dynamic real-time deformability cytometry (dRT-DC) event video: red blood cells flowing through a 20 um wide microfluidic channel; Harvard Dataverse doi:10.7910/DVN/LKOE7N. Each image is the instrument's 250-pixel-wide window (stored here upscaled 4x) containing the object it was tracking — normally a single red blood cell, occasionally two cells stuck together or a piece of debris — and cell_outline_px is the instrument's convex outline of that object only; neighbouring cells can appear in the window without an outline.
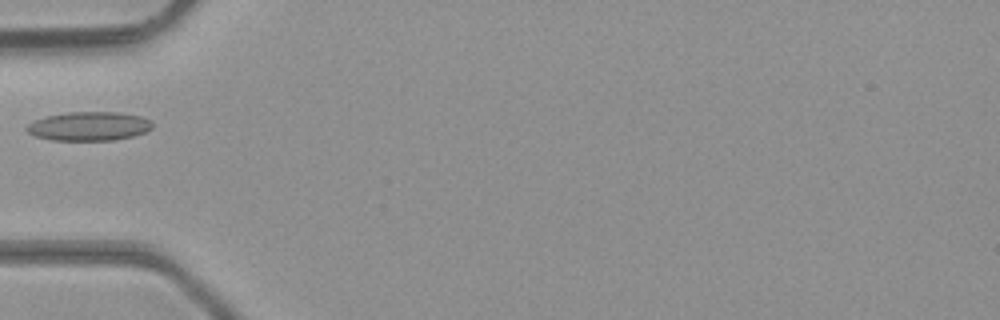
{"species": "common noctule bat (a hibernating species)", "species_latin": "Nyctalus noctula", "temperature_condition": "room temperature", "stored_images_in_passage": 3, "camera_frame_rate_fps": 3000, "um_per_image_px": 0.085, "animal": {"sex": "male", "body_mass_g": 23.1, "forearm_length_mm": 52.7}, "frame": {"image": 1, "passage_image": 3, "time_ms": 0.667, "image_size_px": [1000, 320], "cell_outline_px": [[152, 128], [144, 132], [132, 136], [116, 140], [52, 140], [36, 136], [28, 132], [24, 128], [28, 124], [44, 116], [68, 112], [120, 112], [140, 116], [152, 120]], "centroid_in_image_um": [7.57, 10.72], "position_along_channel_um": 77.4, "area_um2": 21.21}}